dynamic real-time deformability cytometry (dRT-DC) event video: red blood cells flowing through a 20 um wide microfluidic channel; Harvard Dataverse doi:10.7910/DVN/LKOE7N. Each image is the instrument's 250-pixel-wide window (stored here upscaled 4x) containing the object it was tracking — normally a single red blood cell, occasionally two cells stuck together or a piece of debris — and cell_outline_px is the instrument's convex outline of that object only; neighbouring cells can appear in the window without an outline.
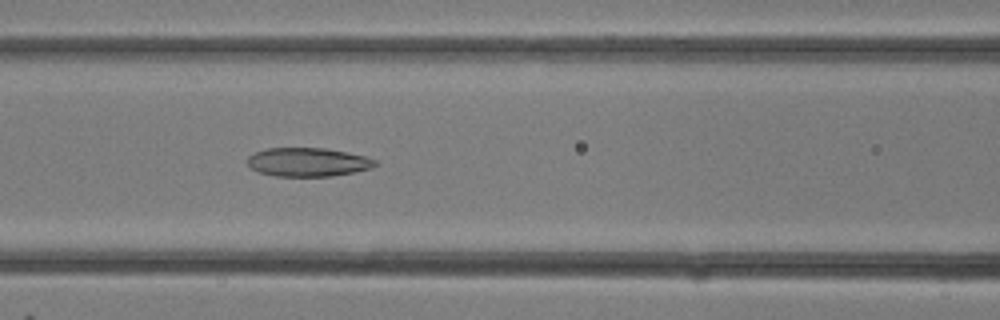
{"species": "common noctule bat (a hibernating species)", "species_latin": "Nyctalus noctula", "temperature_condition": "room temperature", "stored_images_in_passage": 13, "camera_frame_rate_fps": 3000, "um_per_image_px": 0.085, "animal": {"sex": "female"}, "frame": {"image": 1, "passage_image": 13, "time_ms": 4.0, "image_size_px": [1000, 320], "cell_outline_px": [[376, 164], [372, 168], [332, 176], [276, 176], [260, 172], [252, 168], [248, 164], [248, 156], [256, 152], [268, 148], [324, 148], [348, 152], [364, 156], [376, 160]], "centroid_in_image_um": [26.18, 13.77], "position_along_channel_um": 140.4, "area_um2": 21.15}}